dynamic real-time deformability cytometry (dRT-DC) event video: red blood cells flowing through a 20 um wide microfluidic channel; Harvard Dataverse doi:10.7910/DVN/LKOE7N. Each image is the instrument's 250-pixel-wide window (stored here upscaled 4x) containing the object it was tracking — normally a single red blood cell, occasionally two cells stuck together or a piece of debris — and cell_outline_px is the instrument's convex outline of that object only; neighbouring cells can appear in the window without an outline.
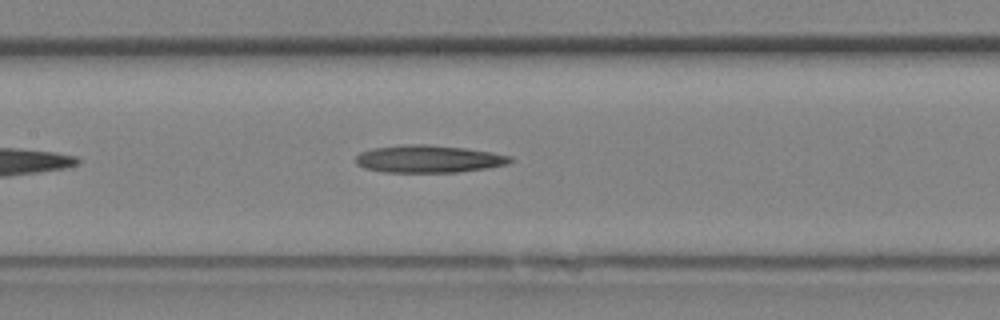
{"species": "Egyptian fruit bat (a non-hibernating species)", "species_latin": "Rousettus aegyptiacus", "temperature_condition": "room temperature", "stored_images_in_passage": 17, "camera_frame_rate_fps": 3000, "um_per_image_px": 0.085, "animal": {"sex": "female"}, "frame": {"image": 1, "passage_image": 6, "time_ms": 1.667, "image_size_px": [1000, 320], "cell_outline_px": [[512, 160], [504, 164], [484, 168], [456, 172], [384, 172], [364, 168], [356, 164], [356, 156], [360, 152], [372, 148], [408, 144], [428, 144], [464, 148], [492, 152], [512, 156]], "centroid_in_image_um": [36.38, 13.5], "position_along_channel_um": 171.0, "area_um2": 24.57}}
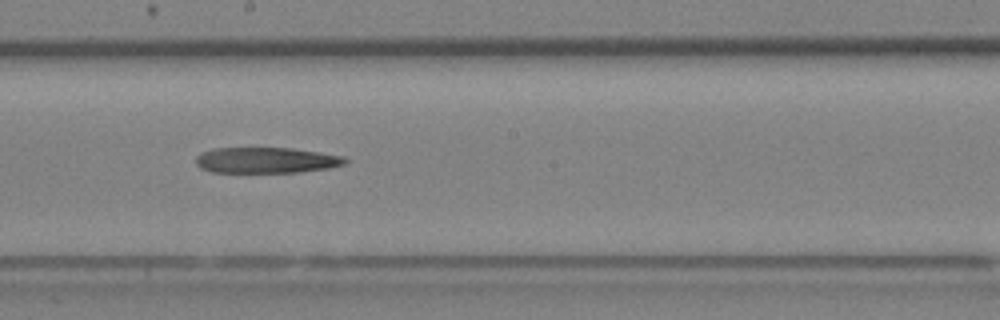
{"frame": {"image": 2, "passage_image": 8, "time_ms": 2.333, "image_size_px": [1000, 320], "cell_outline_px": [[348, 160], [344, 164], [328, 168], [296, 172], [212, 172], [200, 168], [196, 164], [196, 156], [200, 152], [212, 148], [292, 148], [320, 152], [344, 156]], "centroid_in_image_um": [22.59, 13.61], "position_along_channel_um": 225.6, "area_um2": 22.48}}